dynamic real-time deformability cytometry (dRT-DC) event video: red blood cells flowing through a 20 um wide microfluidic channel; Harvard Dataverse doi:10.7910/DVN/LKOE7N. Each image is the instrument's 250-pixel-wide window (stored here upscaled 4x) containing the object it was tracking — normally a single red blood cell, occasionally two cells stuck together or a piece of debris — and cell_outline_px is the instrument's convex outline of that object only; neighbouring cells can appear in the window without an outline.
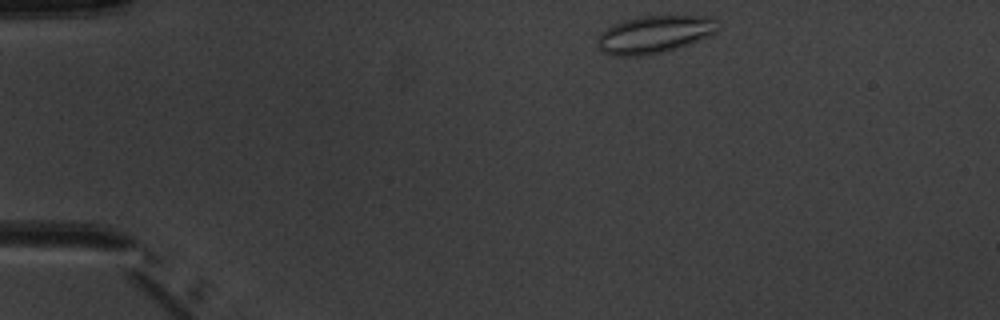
{"species": "common noctule bat (a hibernating species)", "species_latin": "Nyctalus noctula", "temperature_condition": "warm", "stored_images_in_passage": 6, "camera_frame_rate_fps": 3000, "um_per_image_px": 0.085, "animal": {"sex": "male", "body_mass_g": 20.1, "forearm_length_mm": 53.5}, "frame": {"image": 1, "passage_image": 1, "time_ms": 0.0, "image_size_px": [1000, 320], "cell_outline_px": [[720, 24], [716, 32], [688, 44], [676, 48], [648, 56], [612, 56], [600, 52], [596, 48], [596, 40], [600, 32], [612, 24], [624, 20], [640, 16], [712, 16], [720, 20]], "centroid_in_image_um": [55.57, 2.93], "position_along_channel_um": 29.4, "area_um2": 26.88}}
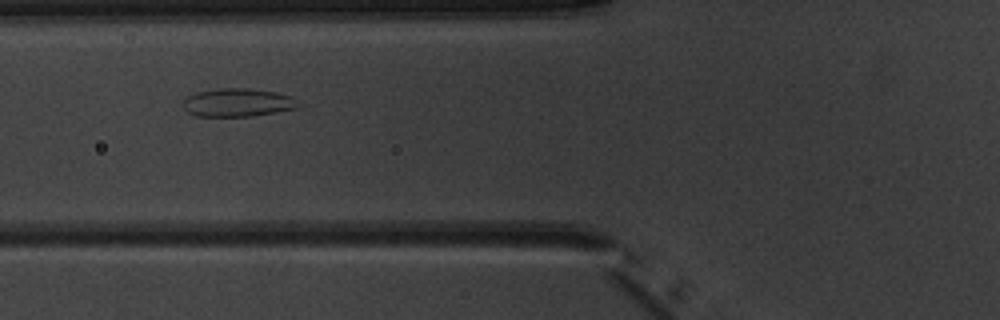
{"frame": {"image": 2, "passage_image": 4, "time_ms": 3.667, "image_size_px": [1000, 320], "cell_outline_px": [[304, 104], [296, 108], [276, 112], [252, 116], [196, 116], [188, 112], [184, 108], [184, 100], [188, 96], [196, 92], [220, 88], [248, 88], [276, 92], [292, 96], [300, 100]], "centroid_in_image_um": [20.28, 8.71], "position_along_channel_um": 105.5, "area_um2": 19.13}}
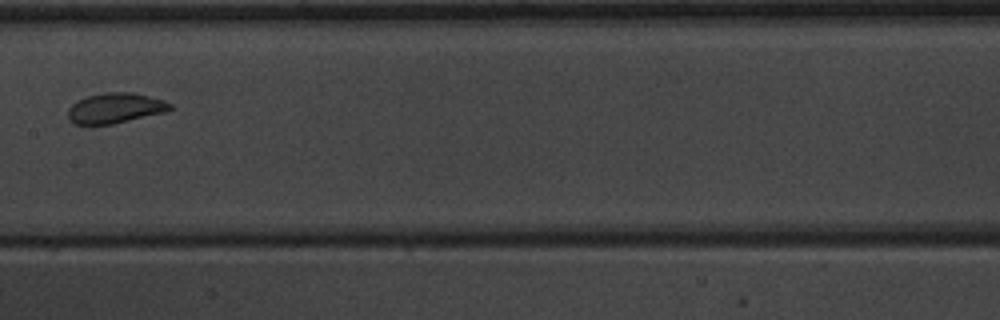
{"frame": {"image": 3, "passage_image": 6, "time_ms": 6.0, "image_size_px": [1000, 320], "cell_outline_px": [[172, 108], [168, 112], [112, 124], [76, 124], [68, 120], [68, 108], [72, 104], [88, 96], [104, 92], [132, 92], [164, 100], [172, 104]], "centroid_in_image_um": [9.82, 9.19], "position_along_channel_um": 197.6, "area_um2": 18.03}}